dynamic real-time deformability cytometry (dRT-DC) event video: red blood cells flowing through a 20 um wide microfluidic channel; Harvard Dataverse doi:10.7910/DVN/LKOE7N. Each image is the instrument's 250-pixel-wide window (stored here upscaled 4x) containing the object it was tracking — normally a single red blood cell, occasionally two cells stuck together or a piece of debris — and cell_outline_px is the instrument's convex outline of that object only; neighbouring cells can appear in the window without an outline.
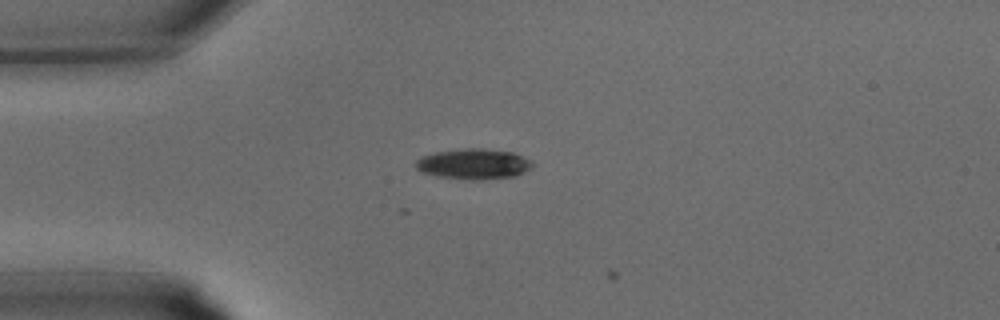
{"species": "common noctule bat (a hibernating species)", "species_latin": "Nyctalus noctula", "temperature_condition": "warm", "stored_images_in_passage": 3, "camera_frame_rate_fps": 3000, "um_per_image_px": 0.085, "animal": {"sex": "male", "body_mass_g": 15.6}, "frame": {"image": 1, "passage_image": 2, "time_ms": 0.333, "image_size_px": [1000, 320], "cell_outline_px": [[536, 164], [532, 168], [516, 176], [484, 180], [468, 180], [436, 176], [424, 172], [416, 168], [412, 164], [420, 156], [436, 152], [464, 148], [480, 148], [512, 152], [532, 160]], "centroid_in_image_um": [40.27, 13.94], "position_along_channel_um": 44.7, "area_um2": 21.1}}